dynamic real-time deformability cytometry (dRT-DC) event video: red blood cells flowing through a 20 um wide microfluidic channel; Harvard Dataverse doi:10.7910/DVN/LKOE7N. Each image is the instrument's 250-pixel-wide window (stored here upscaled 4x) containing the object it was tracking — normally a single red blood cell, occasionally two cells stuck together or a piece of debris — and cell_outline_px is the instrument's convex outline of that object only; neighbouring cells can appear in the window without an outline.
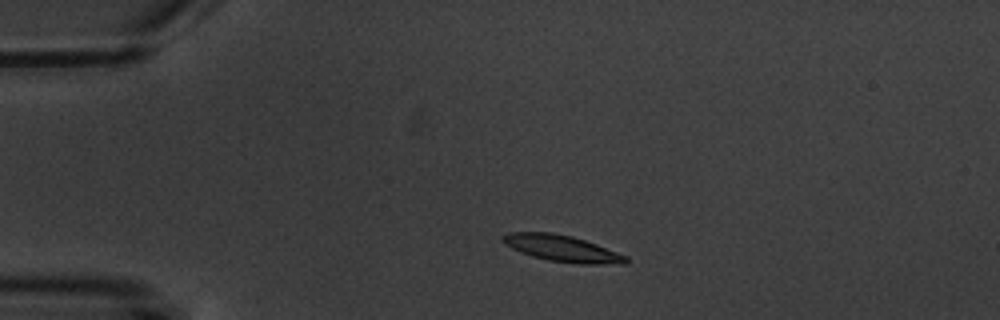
{"species": "common noctule bat (a hibernating species)", "species_latin": "Nyctalus noctula", "temperature_condition": "warm", "stored_images_in_passage": 3, "camera_frame_rate_fps": 3000, "um_per_image_px": 0.085, "animal": {"sex": "male", "body_mass_g": 20.1, "forearm_length_mm": 53.5}, "frame": {"image": 1, "passage_image": 2, "time_ms": 1.333, "image_size_px": [1000, 320], "cell_outline_px": [[628, 260], [624, 264], [580, 264], [548, 260], [532, 256], [520, 252], [504, 244], [500, 240], [500, 236], [508, 232], [552, 232], [572, 236], [596, 244], [628, 256]], "centroid_in_image_um": [47.74, 21.11], "position_along_channel_um": 37.3, "area_um2": 19.07}}